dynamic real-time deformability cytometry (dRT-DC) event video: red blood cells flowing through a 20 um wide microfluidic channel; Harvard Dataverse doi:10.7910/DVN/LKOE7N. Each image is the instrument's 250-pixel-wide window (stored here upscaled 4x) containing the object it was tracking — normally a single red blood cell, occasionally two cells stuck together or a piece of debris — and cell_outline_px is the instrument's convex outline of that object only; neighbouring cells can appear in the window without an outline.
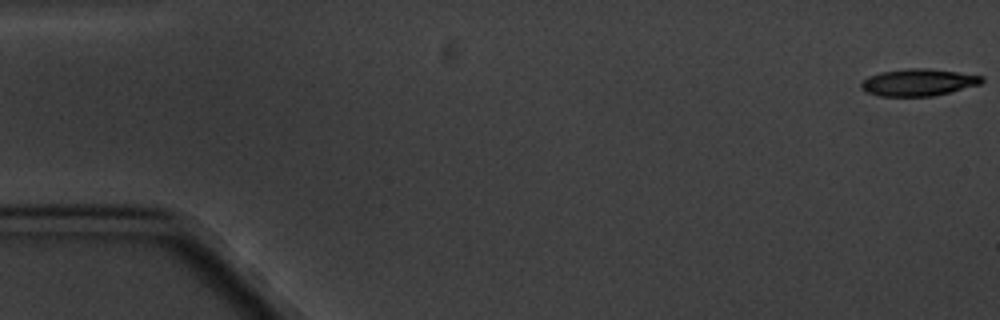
{"species": "common noctule bat (a hibernating species)", "species_latin": "Nyctalus noctula", "temperature_condition": "cold", "stored_images_in_passage": 11, "camera_frame_rate_fps": 3000, "um_per_image_px": 0.085, "animal": {"sex": "male", "body_mass_g": 20.1, "forearm_length_mm": 53.5}, "frame": {"image": 1, "passage_image": 1, "time_ms": 0.0, "image_size_px": [1000, 320], "cell_outline_px": [[984, 80], [980, 84], [932, 96], [880, 96], [864, 92], [860, 88], [860, 84], [868, 76], [880, 72], [908, 68], [928, 68], [984, 76]], "centroid_in_image_um": [78.01, 7.0], "position_along_channel_um": 7.0, "area_um2": 18.96}}
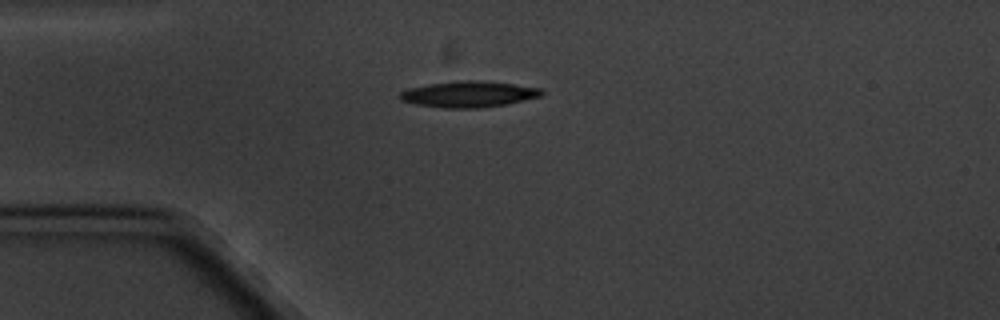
{"frame": {"image": 2, "passage_image": 5, "time_ms": 4.667, "image_size_px": [1000, 320], "cell_outline_px": [[544, 92], [540, 96], [504, 104], [480, 108], [444, 108], [416, 104], [400, 100], [400, 92], [408, 88], [428, 84], [460, 80], [476, 80], [512, 84], [540, 88]], "centroid_in_image_um": [39.79, 8.0], "position_along_channel_um": 45.2, "area_um2": 21.27}}
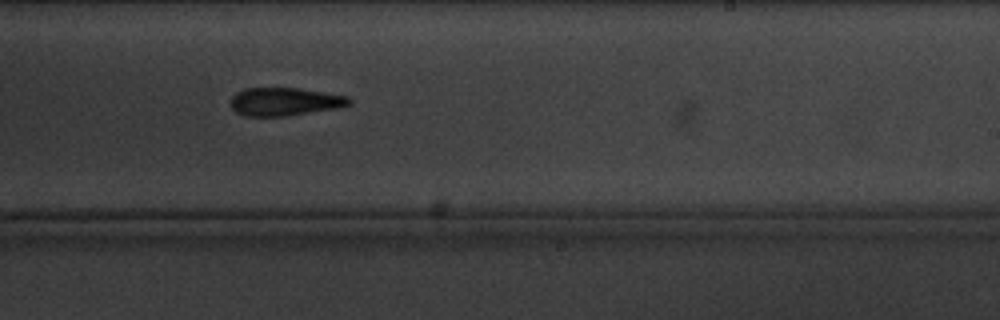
{"frame": {"image": 3, "passage_image": 11, "time_ms": 11.667, "image_size_px": [1000, 320], "cell_outline_px": [[352, 100], [348, 104], [336, 108], [284, 116], [244, 116], [236, 112], [232, 108], [232, 96], [236, 92], [244, 88], [300, 88], [348, 96]], "centroid_in_image_um": [24.17, 8.63], "position_along_channel_um": 264.8, "area_um2": 19.25}}